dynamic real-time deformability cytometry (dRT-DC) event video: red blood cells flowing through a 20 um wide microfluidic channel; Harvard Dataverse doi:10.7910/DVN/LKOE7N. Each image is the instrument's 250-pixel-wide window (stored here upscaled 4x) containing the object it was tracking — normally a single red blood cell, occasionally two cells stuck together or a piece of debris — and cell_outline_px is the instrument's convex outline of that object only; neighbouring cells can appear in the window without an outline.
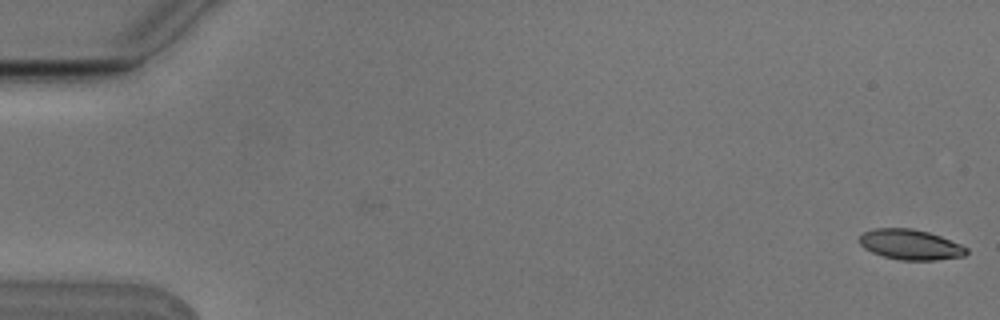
{"species": "Egyptian fruit bat (a non-hibernating species)", "species_latin": "Rousettus aegyptiacus", "temperature_condition": "cold", "stored_images_in_passage": 6, "camera_frame_rate_fps": 3000, "um_per_image_px": 0.085, "animal": {"sex": "male"}, "frame": {"image": 1, "passage_image": 1, "time_ms": 0.0, "image_size_px": [1000, 320], "cell_outline_px": [[968, 252], [964, 256], [936, 260], [900, 260], [884, 256], [872, 252], [864, 248], [856, 240], [864, 232], [872, 228], [912, 228], [928, 232], [940, 236], [960, 244], [968, 248]], "centroid_in_image_um": [77.36, 20.78], "position_along_channel_um": 7.6, "area_um2": 18.96}}